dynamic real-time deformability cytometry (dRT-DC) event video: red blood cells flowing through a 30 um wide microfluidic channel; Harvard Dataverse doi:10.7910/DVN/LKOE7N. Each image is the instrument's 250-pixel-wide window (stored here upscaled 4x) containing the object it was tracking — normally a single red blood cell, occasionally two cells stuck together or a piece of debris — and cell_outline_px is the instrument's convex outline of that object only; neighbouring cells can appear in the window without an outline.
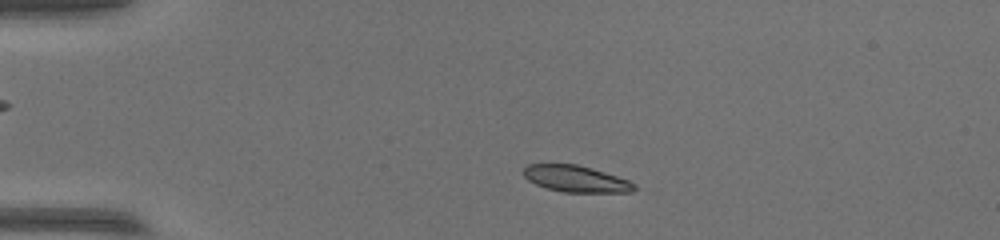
{"species": "common noctule bat (a hibernating species)", "species_latin": "Nyctalus noctula", "temperature_condition": "warm", "stored_images_in_passage": 21, "camera_frame_rate_fps": 3000, "um_per_image_px": 0.085, "animal": {"sex": "female", "body_mass_g": 17.0, "forearm_length_mm": 48.0}, "frame": {"image": 1, "passage_image": 7, "time_ms": 2.0, "image_size_px": [1000, 240], "cell_outline_px": [[636, 188], [632, 192], [564, 192], [548, 188], [536, 184], [528, 180], [524, 176], [524, 168], [528, 164], [576, 164], [592, 168], [628, 180], [636, 184]], "centroid_in_image_um": [48.96, 15.2], "position_along_channel_um": 36.0, "area_um2": 16.94}}
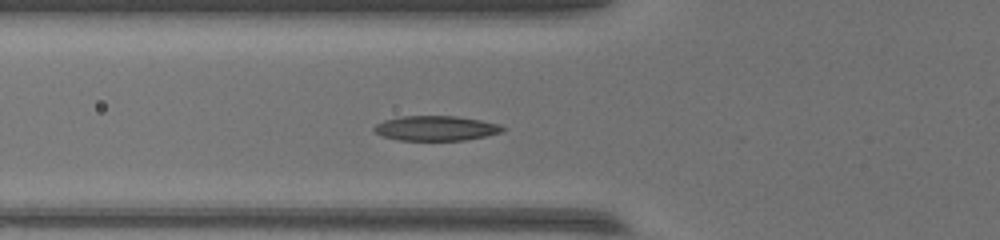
{"frame": {"image": 2, "passage_image": 15, "time_ms": 4.667, "image_size_px": [1000, 240], "cell_outline_px": [[504, 128], [500, 132], [484, 136], [464, 140], [400, 140], [380, 136], [372, 128], [376, 124], [384, 120], [400, 116], [456, 116], [480, 120], [500, 124]], "centroid_in_image_um": [37.0, 10.89], "position_along_channel_um": 88.8, "area_um2": 18.5}}
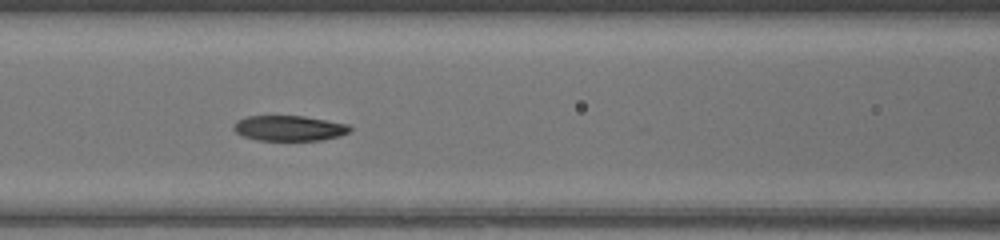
{"frame": {"image": 3, "passage_image": 19, "time_ms": 6.0, "image_size_px": [1000, 240], "cell_outline_px": [[352, 128], [348, 132], [340, 136], [320, 140], [256, 140], [244, 136], [236, 132], [232, 128], [232, 124], [236, 120], [248, 116], [304, 116], [348, 124]], "centroid_in_image_um": [24.55, 10.89], "position_along_channel_um": 142.1, "area_um2": 17.17}}